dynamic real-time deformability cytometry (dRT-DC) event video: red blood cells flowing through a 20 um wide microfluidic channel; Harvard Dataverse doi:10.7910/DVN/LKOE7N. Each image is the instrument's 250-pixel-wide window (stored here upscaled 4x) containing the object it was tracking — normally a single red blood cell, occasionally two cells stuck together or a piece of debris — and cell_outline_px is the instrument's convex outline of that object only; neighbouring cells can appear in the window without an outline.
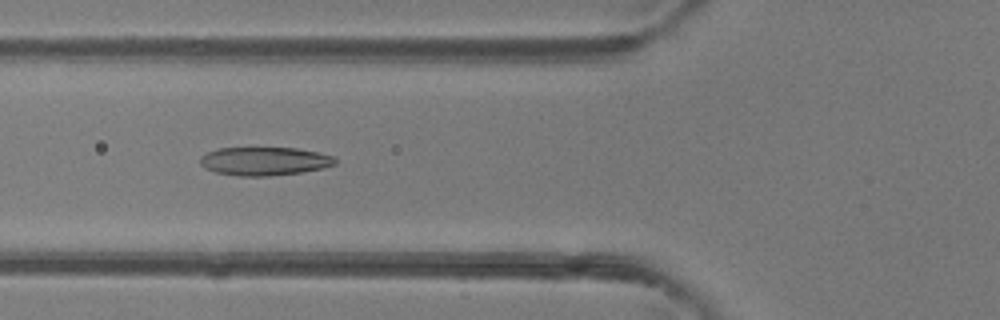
{"species": "common noctule bat (a hibernating species)", "species_latin": "Nyctalus noctula", "temperature_condition": "room temperature", "stored_images_in_passage": 48, "camera_frame_rate_fps": 3000, "um_per_image_px": 0.085, "animal": {"sex": "female"}, "frame": {"image": 1, "passage_image": 18, "time_ms": 5.667, "image_size_px": [1000, 320], "cell_outline_px": [[336, 164], [324, 168], [300, 172], [268, 176], [240, 176], [216, 172], [204, 168], [200, 164], [200, 156], [208, 152], [220, 148], [296, 148], [316, 152], [332, 156], [336, 160]], "centroid_in_image_um": [22.46, 13.7], "position_along_channel_um": 103.3, "area_um2": 22.2}}
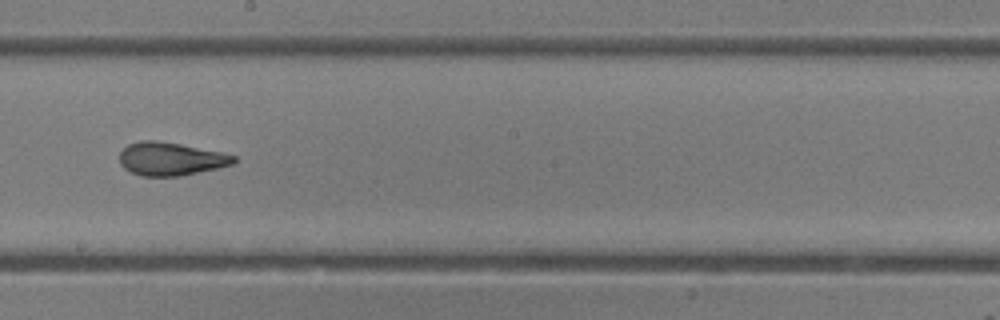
{"frame": {"image": 2, "passage_image": 27, "time_ms": 8.667, "image_size_px": [1000, 320], "cell_outline_px": [[236, 160], [232, 164], [216, 168], [180, 176], [140, 176], [124, 168], [120, 164], [120, 152], [128, 144], [140, 140], [156, 140], [180, 144], [220, 152], [236, 156]], "centroid_in_image_um": [14.47, 13.5], "position_along_channel_um": 233.7, "area_um2": 21.91}}
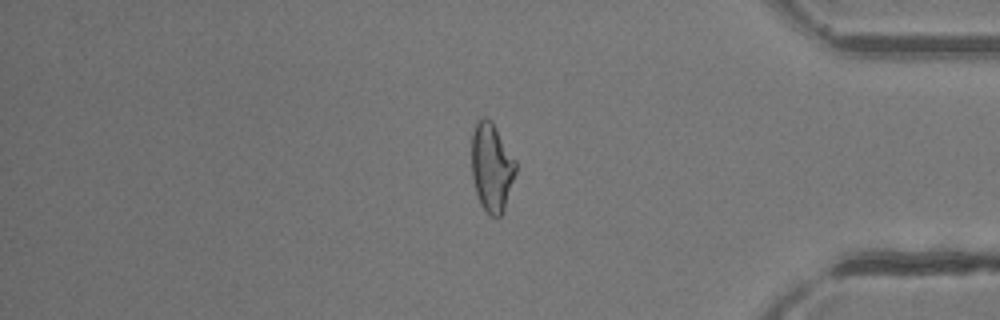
{"frame": {"image": 3, "passage_image": 40, "time_ms": 13.0, "image_size_px": [1000, 320], "cell_outline_px": [[516, 172], [504, 212], [496, 220], [480, 204], [476, 192], [472, 176], [472, 132], [476, 120], [484, 116], [492, 120], [516, 160]], "centroid_in_image_um": [41.8, 14.2], "position_along_channel_um": 393.4, "area_um2": 23.12}, "authors_computed_cell_mechanics": {"area_um2": 23.1778, "velocity_mm_per_s": 4.3205, "shape_relaxation_time_tau1_ms": 7.1646, "shape_relaxation_time_tau2_ms": 1.9756, "deformation_change_tau1": 0.2339, "deformation_change_tau2": 0.097}}